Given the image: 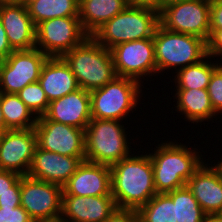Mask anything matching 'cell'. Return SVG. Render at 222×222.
<instances>
[{
  "label": "cell",
  "instance_id": "9c48e42d",
  "mask_svg": "<svg viewBox=\"0 0 222 222\" xmlns=\"http://www.w3.org/2000/svg\"><path fill=\"white\" fill-rule=\"evenodd\" d=\"M88 37L79 17H56L36 26V48L48 57H61Z\"/></svg>",
  "mask_w": 222,
  "mask_h": 222
},
{
  "label": "cell",
  "instance_id": "6da1fadb",
  "mask_svg": "<svg viewBox=\"0 0 222 222\" xmlns=\"http://www.w3.org/2000/svg\"><path fill=\"white\" fill-rule=\"evenodd\" d=\"M132 149L134 154L110 166L112 197L118 208L138 210L157 192L149 154L144 150L136 153V149Z\"/></svg>",
  "mask_w": 222,
  "mask_h": 222
},
{
  "label": "cell",
  "instance_id": "8992f818",
  "mask_svg": "<svg viewBox=\"0 0 222 222\" xmlns=\"http://www.w3.org/2000/svg\"><path fill=\"white\" fill-rule=\"evenodd\" d=\"M153 41L159 75H164L168 69L170 72L171 68L175 70L171 69V73L174 74L207 56V43L204 39L166 30L160 24L155 30Z\"/></svg>",
  "mask_w": 222,
  "mask_h": 222
},
{
  "label": "cell",
  "instance_id": "1f68e13d",
  "mask_svg": "<svg viewBox=\"0 0 222 222\" xmlns=\"http://www.w3.org/2000/svg\"><path fill=\"white\" fill-rule=\"evenodd\" d=\"M30 215L21 207H0V222H33Z\"/></svg>",
  "mask_w": 222,
  "mask_h": 222
},
{
  "label": "cell",
  "instance_id": "836d02e7",
  "mask_svg": "<svg viewBox=\"0 0 222 222\" xmlns=\"http://www.w3.org/2000/svg\"><path fill=\"white\" fill-rule=\"evenodd\" d=\"M105 222H139L137 210L117 208Z\"/></svg>",
  "mask_w": 222,
  "mask_h": 222
},
{
  "label": "cell",
  "instance_id": "83f0119b",
  "mask_svg": "<svg viewBox=\"0 0 222 222\" xmlns=\"http://www.w3.org/2000/svg\"><path fill=\"white\" fill-rule=\"evenodd\" d=\"M137 213L139 222H175V205L167 193H157Z\"/></svg>",
  "mask_w": 222,
  "mask_h": 222
},
{
  "label": "cell",
  "instance_id": "60d3db41",
  "mask_svg": "<svg viewBox=\"0 0 222 222\" xmlns=\"http://www.w3.org/2000/svg\"><path fill=\"white\" fill-rule=\"evenodd\" d=\"M6 130H8V129L6 128L5 119H4L2 108L0 105V133H3Z\"/></svg>",
  "mask_w": 222,
  "mask_h": 222
},
{
  "label": "cell",
  "instance_id": "7402d4cb",
  "mask_svg": "<svg viewBox=\"0 0 222 222\" xmlns=\"http://www.w3.org/2000/svg\"><path fill=\"white\" fill-rule=\"evenodd\" d=\"M176 93L174 98L176 102L175 111L184 116L183 120L189 123L199 124L218 120L221 122L212 107L207 89H174ZM177 108V109H176ZM218 116V117H217ZM218 118V119H217ZM186 119V120H185Z\"/></svg>",
  "mask_w": 222,
  "mask_h": 222
},
{
  "label": "cell",
  "instance_id": "30bf717a",
  "mask_svg": "<svg viewBox=\"0 0 222 222\" xmlns=\"http://www.w3.org/2000/svg\"><path fill=\"white\" fill-rule=\"evenodd\" d=\"M110 51L118 77L131 78L145 85L144 77L148 81L149 77L157 75L153 37L123 42Z\"/></svg>",
  "mask_w": 222,
  "mask_h": 222
},
{
  "label": "cell",
  "instance_id": "d6a6232c",
  "mask_svg": "<svg viewBox=\"0 0 222 222\" xmlns=\"http://www.w3.org/2000/svg\"><path fill=\"white\" fill-rule=\"evenodd\" d=\"M206 43L207 55L213 59L216 58L215 60L222 64V29H210V36Z\"/></svg>",
  "mask_w": 222,
  "mask_h": 222
},
{
  "label": "cell",
  "instance_id": "7bdbcfd3",
  "mask_svg": "<svg viewBox=\"0 0 222 222\" xmlns=\"http://www.w3.org/2000/svg\"><path fill=\"white\" fill-rule=\"evenodd\" d=\"M36 0H19L17 3L24 5L27 7L30 3L34 2Z\"/></svg>",
  "mask_w": 222,
  "mask_h": 222
},
{
  "label": "cell",
  "instance_id": "f546056e",
  "mask_svg": "<svg viewBox=\"0 0 222 222\" xmlns=\"http://www.w3.org/2000/svg\"><path fill=\"white\" fill-rule=\"evenodd\" d=\"M207 91L214 112L222 116V64L213 71Z\"/></svg>",
  "mask_w": 222,
  "mask_h": 222
},
{
  "label": "cell",
  "instance_id": "b9f144b4",
  "mask_svg": "<svg viewBox=\"0 0 222 222\" xmlns=\"http://www.w3.org/2000/svg\"><path fill=\"white\" fill-rule=\"evenodd\" d=\"M178 0H155V8L161 9L164 5Z\"/></svg>",
  "mask_w": 222,
  "mask_h": 222
},
{
  "label": "cell",
  "instance_id": "d6986e66",
  "mask_svg": "<svg viewBox=\"0 0 222 222\" xmlns=\"http://www.w3.org/2000/svg\"><path fill=\"white\" fill-rule=\"evenodd\" d=\"M44 116L48 120L85 130L92 119L90 92L79 88L49 102L48 110Z\"/></svg>",
  "mask_w": 222,
  "mask_h": 222
},
{
  "label": "cell",
  "instance_id": "4dcf8cb0",
  "mask_svg": "<svg viewBox=\"0 0 222 222\" xmlns=\"http://www.w3.org/2000/svg\"><path fill=\"white\" fill-rule=\"evenodd\" d=\"M21 177L15 172L0 170V196L5 193H20Z\"/></svg>",
  "mask_w": 222,
  "mask_h": 222
},
{
  "label": "cell",
  "instance_id": "484cf974",
  "mask_svg": "<svg viewBox=\"0 0 222 222\" xmlns=\"http://www.w3.org/2000/svg\"><path fill=\"white\" fill-rule=\"evenodd\" d=\"M35 26L56 17H78L79 0H36L27 6Z\"/></svg>",
  "mask_w": 222,
  "mask_h": 222
},
{
  "label": "cell",
  "instance_id": "9a60e30c",
  "mask_svg": "<svg viewBox=\"0 0 222 222\" xmlns=\"http://www.w3.org/2000/svg\"><path fill=\"white\" fill-rule=\"evenodd\" d=\"M62 195H112L110 166L84 160L62 187Z\"/></svg>",
  "mask_w": 222,
  "mask_h": 222
},
{
  "label": "cell",
  "instance_id": "d590c367",
  "mask_svg": "<svg viewBox=\"0 0 222 222\" xmlns=\"http://www.w3.org/2000/svg\"><path fill=\"white\" fill-rule=\"evenodd\" d=\"M13 51L8 43L6 31L0 19V59L4 61Z\"/></svg>",
  "mask_w": 222,
  "mask_h": 222
},
{
  "label": "cell",
  "instance_id": "74e56055",
  "mask_svg": "<svg viewBox=\"0 0 222 222\" xmlns=\"http://www.w3.org/2000/svg\"><path fill=\"white\" fill-rule=\"evenodd\" d=\"M128 5L150 6L155 8V0H126Z\"/></svg>",
  "mask_w": 222,
  "mask_h": 222
},
{
  "label": "cell",
  "instance_id": "8d00e7d4",
  "mask_svg": "<svg viewBox=\"0 0 222 222\" xmlns=\"http://www.w3.org/2000/svg\"><path fill=\"white\" fill-rule=\"evenodd\" d=\"M21 206L20 193H5L0 196V207H18Z\"/></svg>",
  "mask_w": 222,
  "mask_h": 222
},
{
  "label": "cell",
  "instance_id": "4316f807",
  "mask_svg": "<svg viewBox=\"0 0 222 222\" xmlns=\"http://www.w3.org/2000/svg\"><path fill=\"white\" fill-rule=\"evenodd\" d=\"M175 205V222H203L206 213L186 186L167 193Z\"/></svg>",
  "mask_w": 222,
  "mask_h": 222
},
{
  "label": "cell",
  "instance_id": "ba28073f",
  "mask_svg": "<svg viewBox=\"0 0 222 222\" xmlns=\"http://www.w3.org/2000/svg\"><path fill=\"white\" fill-rule=\"evenodd\" d=\"M211 0H178L159 9V22L166 30L194 35L206 42L210 36Z\"/></svg>",
  "mask_w": 222,
  "mask_h": 222
},
{
  "label": "cell",
  "instance_id": "2e32d148",
  "mask_svg": "<svg viewBox=\"0 0 222 222\" xmlns=\"http://www.w3.org/2000/svg\"><path fill=\"white\" fill-rule=\"evenodd\" d=\"M117 208L112 195H62L60 219L68 222H105Z\"/></svg>",
  "mask_w": 222,
  "mask_h": 222
},
{
  "label": "cell",
  "instance_id": "ee69618b",
  "mask_svg": "<svg viewBox=\"0 0 222 222\" xmlns=\"http://www.w3.org/2000/svg\"><path fill=\"white\" fill-rule=\"evenodd\" d=\"M33 222H59V219H51V220H37Z\"/></svg>",
  "mask_w": 222,
  "mask_h": 222
},
{
  "label": "cell",
  "instance_id": "52a82bcc",
  "mask_svg": "<svg viewBox=\"0 0 222 222\" xmlns=\"http://www.w3.org/2000/svg\"><path fill=\"white\" fill-rule=\"evenodd\" d=\"M142 88L144 85L134 79L117 76L102 88L90 91L91 117L126 121L143 97Z\"/></svg>",
  "mask_w": 222,
  "mask_h": 222
},
{
  "label": "cell",
  "instance_id": "7dc6e473",
  "mask_svg": "<svg viewBox=\"0 0 222 222\" xmlns=\"http://www.w3.org/2000/svg\"><path fill=\"white\" fill-rule=\"evenodd\" d=\"M59 222H68V221L59 218Z\"/></svg>",
  "mask_w": 222,
  "mask_h": 222
},
{
  "label": "cell",
  "instance_id": "bcb514c9",
  "mask_svg": "<svg viewBox=\"0 0 222 222\" xmlns=\"http://www.w3.org/2000/svg\"><path fill=\"white\" fill-rule=\"evenodd\" d=\"M217 215L222 219V209Z\"/></svg>",
  "mask_w": 222,
  "mask_h": 222
},
{
  "label": "cell",
  "instance_id": "ac0fdd59",
  "mask_svg": "<svg viewBox=\"0 0 222 222\" xmlns=\"http://www.w3.org/2000/svg\"><path fill=\"white\" fill-rule=\"evenodd\" d=\"M84 160L85 157L63 156L36 146L27 175L63 187Z\"/></svg>",
  "mask_w": 222,
  "mask_h": 222
},
{
  "label": "cell",
  "instance_id": "7c38bea8",
  "mask_svg": "<svg viewBox=\"0 0 222 222\" xmlns=\"http://www.w3.org/2000/svg\"><path fill=\"white\" fill-rule=\"evenodd\" d=\"M62 186L32 178L21 177V207L34 220L59 219L62 205Z\"/></svg>",
  "mask_w": 222,
  "mask_h": 222
},
{
  "label": "cell",
  "instance_id": "ffe728a7",
  "mask_svg": "<svg viewBox=\"0 0 222 222\" xmlns=\"http://www.w3.org/2000/svg\"><path fill=\"white\" fill-rule=\"evenodd\" d=\"M208 163L204 161L186 185L204 212L207 215H215L222 209V181L211 165L213 161Z\"/></svg>",
  "mask_w": 222,
  "mask_h": 222
},
{
  "label": "cell",
  "instance_id": "f1b7e54d",
  "mask_svg": "<svg viewBox=\"0 0 222 222\" xmlns=\"http://www.w3.org/2000/svg\"><path fill=\"white\" fill-rule=\"evenodd\" d=\"M17 95L36 117L43 116L47 112L49 100L39 82L28 84Z\"/></svg>",
  "mask_w": 222,
  "mask_h": 222
},
{
  "label": "cell",
  "instance_id": "4fadbf2b",
  "mask_svg": "<svg viewBox=\"0 0 222 222\" xmlns=\"http://www.w3.org/2000/svg\"><path fill=\"white\" fill-rule=\"evenodd\" d=\"M37 146L63 156L85 157V130L37 117Z\"/></svg>",
  "mask_w": 222,
  "mask_h": 222
},
{
  "label": "cell",
  "instance_id": "c3c4849f",
  "mask_svg": "<svg viewBox=\"0 0 222 222\" xmlns=\"http://www.w3.org/2000/svg\"><path fill=\"white\" fill-rule=\"evenodd\" d=\"M2 62H3V60L0 59V68H1Z\"/></svg>",
  "mask_w": 222,
  "mask_h": 222
},
{
  "label": "cell",
  "instance_id": "f6af8a7d",
  "mask_svg": "<svg viewBox=\"0 0 222 222\" xmlns=\"http://www.w3.org/2000/svg\"><path fill=\"white\" fill-rule=\"evenodd\" d=\"M19 0H0V3H10V2H15L17 3Z\"/></svg>",
  "mask_w": 222,
  "mask_h": 222
},
{
  "label": "cell",
  "instance_id": "5bb4252c",
  "mask_svg": "<svg viewBox=\"0 0 222 222\" xmlns=\"http://www.w3.org/2000/svg\"><path fill=\"white\" fill-rule=\"evenodd\" d=\"M37 146L34 128L0 133V170L27 175Z\"/></svg>",
  "mask_w": 222,
  "mask_h": 222
},
{
  "label": "cell",
  "instance_id": "44dd1931",
  "mask_svg": "<svg viewBox=\"0 0 222 222\" xmlns=\"http://www.w3.org/2000/svg\"><path fill=\"white\" fill-rule=\"evenodd\" d=\"M38 82L49 102L79 89L76 77L61 57H48L42 66Z\"/></svg>",
  "mask_w": 222,
  "mask_h": 222
},
{
  "label": "cell",
  "instance_id": "e575fe53",
  "mask_svg": "<svg viewBox=\"0 0 222 222\" xmlns=\"http://www.w3.org/2000/svg\"><path fill=\"white\" fill-rule=\"evenodd\" d=\"M210 29H222V0H211Z\"/></svg>",
  "mask_w": 222,
  "mask_h": 222
},
{
  "label": "cell",
  "instance_id": "ab89813d",
  "mask_svg": "<svg viewBox=\"0 0 222 222\" xmlns=\"http://www.w3.org/2000/svg\"><path fill=\"white\" fill-rule=\"evenodd\" d=\"M203 222H222V219L217 215H206Z\"/></svg>",
  "mask_w": 222,
  "mask_h": 222
},
{
  "label": "cell",
  "instance_id": "e0dca14e",
  "mask_svg": "<svg viewBox=\"0 0 222 222\" xmlns=\"http://www.w3.org/2000/svg\"><path fill=\"white\" fill-rule=\"evenodd\" d=\"M0 19L13 50L36 48V26L27 7L15 2L0 3Z\"/></svg>",
  "mask_w": 222,
  "mask_h": 222
},
{
  "label": "cell",
  "instance_id": "3957f363",
  "mask_svg": "<svg viewBox=\"0 0 222 222\" xmlns=\"http://www.w3.org/2000/svg\"><path fill=\"white\" fill-rule=\"evenodd\" d=\"M76 77L79 88L92 91L117 77L111 51L89 36L61 56Z\"/></svg>",
  "mask_w": 222,
  "mask_h": 222
},
{
  "label": "cell",
  "instance_id": "7a4b0ae2",
  "mask_svg": "<svg viewBox=\"0 0 222 222\" xmlns=\"http://www.w3.org/2000/svg\"><path fill=\"white\" fill-rule=\"evenodd\" d=\"M158 143L148 154L151 158L154 186L157 193H168L186 186L194 172L208 159L195 147L178 142L176 139ZM189 146V147H188ZM202 159V160H201ZM205 159V160H204Z\"/></svg>",
  "mask_w": 222,
  "mask_h": 222
},
{
  "label": "cell",
  "instance_id": "f35d334b",
  "mask_svg": "<svg viewBox=\"0 0 222 222\" xmlns=\"http://www.w3.org/2000/svg\"><path fill=\"white\" fill-rule=\"evenodd\" d=\"M220 161L218 160V162H214V164L212 165L214 167V169L217 171V173L220 176V179L222 181V154L220 155Z\"/></svg>",
  "mask_w": 222,
  "mask_h": 222
},
{
  "label": "cell",
  "instance_id": "5b68a950",
  "mask_svg": "<svg viewBox=\"0 0 222 222\" xmlns=\"http://www.w3.org/2000/svg\"><path fill=\"white\" fill-rule=\"evenodd\" d=\"M123 123L92 118L85 129V160L111 166L128 157L132 153L131 132Z\"/></svg>",
  "mask_w": 222,
  "mask_h": 222
},
{
  "label": "cell",
  "instance_id": "d4e9b609",
  "mask_svg": "<svg viewBox=\"0 0 222 222\" xmlns=\"http://www.w3.org/2000/svg\"><path fill=\"white\" fill-rule=\"evenodd\" d=\"M0 105L8 130L34 128L37 117L17 94L0 92Z\"/></svg>",
  "mask_w": 222,
  "mask_h": 222
},
{
  "label": "cell",
  "instance_id": "603a6c76",
  "mask_svg": "<svg viewBox=\"0 0 222 222\" xmlns=\"http://www.w3.org/2000/svg\"><path fill=\"white\" fill-rule=\"evenodd\" d=\"M128 6L126 0H79V19L91 36L104 23Z\"/></svg>",
  "mask_w": 222,
  "mask_h": 222
},
{
  "label": "cell",
  "instance_id": "cb8c5ba5",
  "mask_svg": "<svg viewBox=\"0 0 222 222\" xmlns=\"http://www.w3.org/2000/svg\"><path fill=\"white\" fill-rule=\"evenodd\" d=\"M207 55L200 62L178 70L170 77L174 89H207L213 71L221 64ZM215 62V63H214Z\"/></svg>",
  "mask_w": 222,
  "mask_h": 222
},
{
  "label": "cell",
  "instance_id": "277c9868",
  "mask_svg": "<svg viewBox=\"0 0 222 222\" xmlns=\"http://www.w3.org/2000/svg\"><path fill=\"white\" fill-rule=\"evenodd\" d=\"M159 24V9L128 5L122 12L98 28L91 37L110 50L123 42L153 37Z\"/></svg>",
  "mask_w": 222,
  "mask_h": 222
},
{
  "label": "cell",
  "instance_id": "8fae6325",
  "mask_svg": "<svg viewBox=\"0 0 222 222\" xmlns=\"http://www.w3.org/2000/svg\"><path fill=\"white\" fill-rule=\"evenodd\" d=\"M47 58L38 48L14 50L0 68V92L17 94L28 84L38 82Z\"/></svg>",
  "mask_w": 222,
  "mask_h": 222
}]
</instances>
